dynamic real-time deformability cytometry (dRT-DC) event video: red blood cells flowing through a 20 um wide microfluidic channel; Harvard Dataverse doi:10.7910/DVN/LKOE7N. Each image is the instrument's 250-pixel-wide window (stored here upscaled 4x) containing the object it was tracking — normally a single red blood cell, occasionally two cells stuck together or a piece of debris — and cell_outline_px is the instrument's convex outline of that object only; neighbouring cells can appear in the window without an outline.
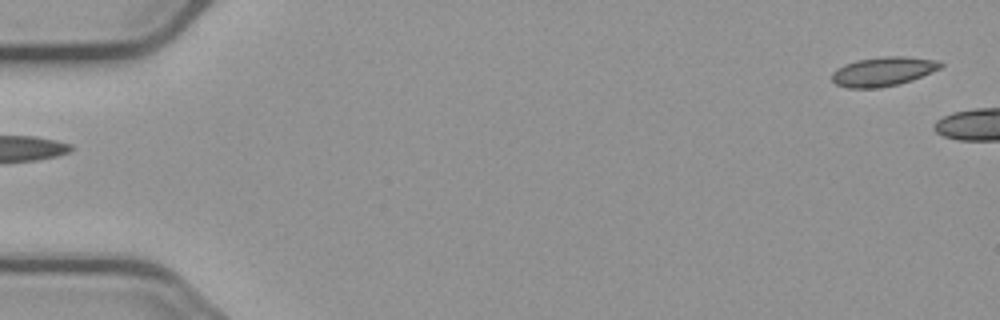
{"species": "common noctule bat (a hibernating species)", "species_latin": "Nyctalus noctula", "temperature_condition": "cold", "stored_images_in_passage": 4, "segment_of_instrument_passage": [2, 2], "camera_frame_rate_fps": 3000, "um_per_image_px": 0.085, "animal": {"sex": "male", "body_mass_g": 23.1, "forearm_length_mm": 52.7}, "frame": {"image": 1, "passage_image": 4, "time_ms": 4.333, "image_size_px": [1000, 320], "cell_outline_px": [[944, 64], [940, 68], [912, 80], [900, 84], [880, 88], [848, 88], [836, 84], [832, 80], [832, 72], [836, 68], [844, 64], [856, 60], [884, 56], [904, 56], [936, 60]], "centroid_in_image_um": [75.03, 6.08], "position_along_channel_um": 10.0, "area_um2": 18.55}}